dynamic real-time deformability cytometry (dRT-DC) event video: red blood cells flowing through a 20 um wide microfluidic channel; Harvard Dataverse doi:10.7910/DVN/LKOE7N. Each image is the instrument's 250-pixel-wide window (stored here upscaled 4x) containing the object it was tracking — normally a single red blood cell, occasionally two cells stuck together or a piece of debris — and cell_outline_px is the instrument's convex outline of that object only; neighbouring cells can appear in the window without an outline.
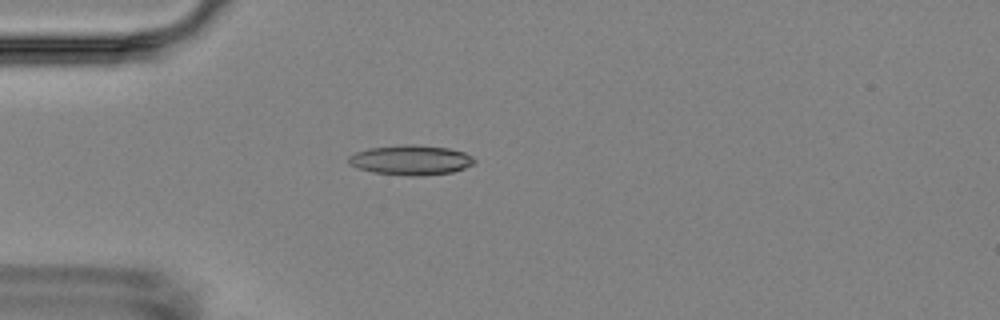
{"species": "Egyptian fruit bat (a non-hibernating species)", "species_latin": "Rousettus aegyptiacus", "temperature_condition": "room temperature", "stored_images_in_passage": 3, "camera_frame_rate_fps": 3000, "um_per_image_px": 0.085, "animal": {"sex": "female"}, "frame": {"image": 1, "passage_image": 3, "time_ms": 3.0, "image_size_px": [1000, 320], "cell_outline_px": [[476, 160], [472, 164], [464, 168], [452, 172], [420, 176], [408, 176], [372, 172], [356, 168], [348, 164], [348, 156], [356, 152], [368, 148], [404, 144], [416, 144], [448, 148], [464, 152], [472, 156]], "centroid_in_image_um": [34.89, 13.6], "position_along_channel_um": 50.1, "area_um2": 22.08}}